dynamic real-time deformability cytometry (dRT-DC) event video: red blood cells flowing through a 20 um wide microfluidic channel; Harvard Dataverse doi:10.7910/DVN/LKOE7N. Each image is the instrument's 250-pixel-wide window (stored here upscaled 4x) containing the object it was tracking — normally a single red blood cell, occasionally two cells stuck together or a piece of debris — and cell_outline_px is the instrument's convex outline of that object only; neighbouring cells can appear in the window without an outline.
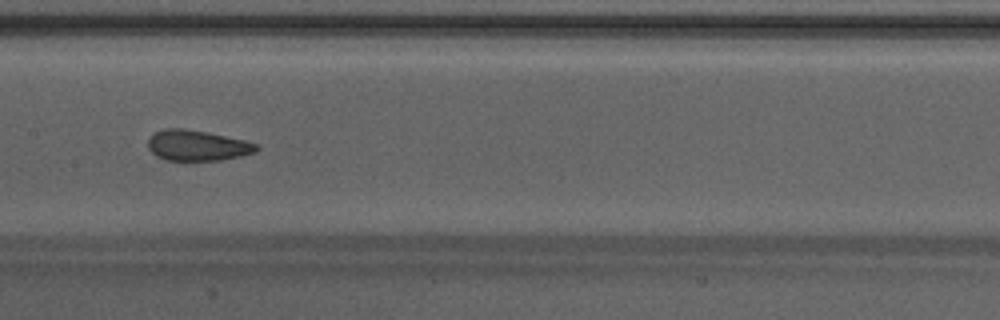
{"species": "Egyptian fruit bat (a non-hibernating species)", "species_latin": "Rousettus aegyptiacus", "temperature_condition": "warm", "stored_images_in_passage": 35, "camera_frame_rate_fps": 3000, "um_per_image_px": 0.085, "animal": {"sex": "male"}, "frame": {"image": 1, "passage_image": 11, "time_ms": 3.333, "image_size_px": [1000, 320], "cell_outline_px": [[260, 148], [256, 152], [240, 156], [220, 160], [168, 160], [156, 156], [148, 148], [148, 136], [164, 128], [184, 128], [244, 140], [260, 144]], "centroid_in_image_um": [16.77, 12.36], "position_along_channel_um": 190.6, "area_um2": 19.31}}
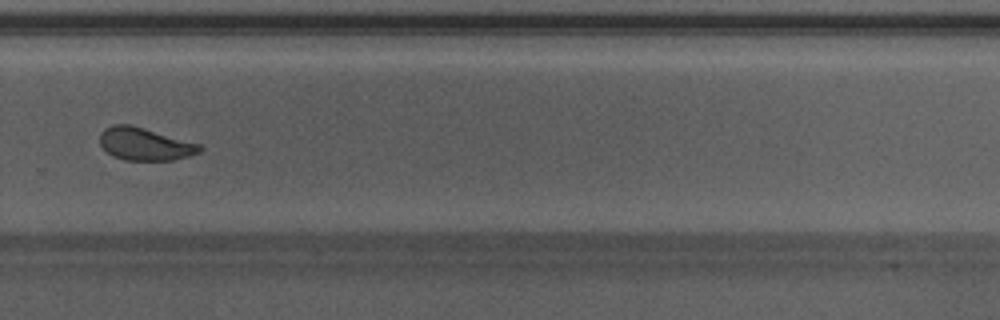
{"frame": {"image": 2, "passage_image": 20, "time_ms": 6.333, "image_size_px": [1000, 320], "cell_outline_px": [[204, 148], [200, 152], [188, 156], [172, 160], [124, 160], [112, 156], [100, 144], [100, 132], [104, 128], [112, 124], [128, 124], [200, 144]], "centroid_in_image_um": [12.29, 12.25], "position_along_channel_um": 317.5, "area_um2": 18.84}, "authors_computed_cell_mechanics": {"area_um2": 19.4786, "velocity_mm_per_s": 4.2485, "shape_relaxation_time_tau1_ms": null, "shape_relaxation_time_tau2_ms": 1.1658, "deformation_change_tau1": null, "deformation_change_tau2": 0.0673}}